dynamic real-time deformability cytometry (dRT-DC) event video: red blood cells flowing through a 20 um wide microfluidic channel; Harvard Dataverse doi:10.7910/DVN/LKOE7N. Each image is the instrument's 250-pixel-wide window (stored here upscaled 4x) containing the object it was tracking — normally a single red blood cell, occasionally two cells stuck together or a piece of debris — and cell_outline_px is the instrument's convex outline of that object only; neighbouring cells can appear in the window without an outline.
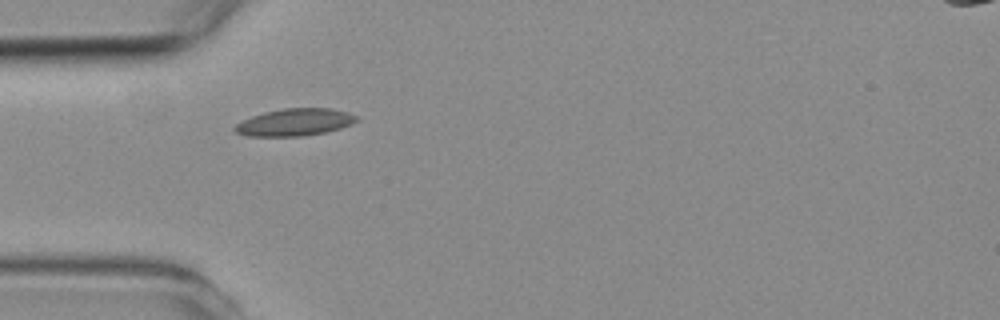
{"species": "common noctule bat (a hibernating species)", "species_latin": "Nyctalus noctula", "temperature_condition": "room temperature", "stored_images_in_passage": 6, "camera_frame_rate_fps": 3000, "um_per_image_px": 0.085, "animal": {"sex": "female", "body_mass_g": 19.3, "forearm_length_mm": 54.1}, "frame": {"image": 1, "passage_image": 1, "time_ms": 0.0, "image_size_px": [1000, 320], "cell_outline_px": [[356, 120], [352, 124], [328, 132], [304, 136], [248, 136], [236, 132], [232, 128], [236, 124], [252, 116], [264, 112], [284, 108], [332, 108], [348, 112], [356, 116]], "centroid_in_image_um": [25.06, 10.39], "position_along_channel_um": 59.9, "area_um2": 19.31}}
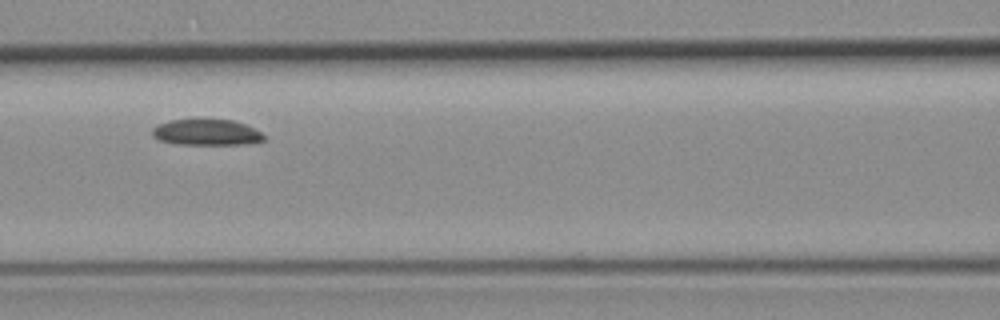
{"frame": {"image": 2, "passage_image": 3, "time_ms": 2.333, "image_size_px": [1000, 320], "cell_outline_px": [[264, 140], [244, 144], [180, 144], [160, 140], [152, 136], [152, 128], [156, 124], [172, 120], [232, 120], [244, 124], [260, 132], [264, 136]], "centroid_in_image_um": [17.51, 11.25], "position_along_channel_um": 149.1, "area_um2": 16.59}}
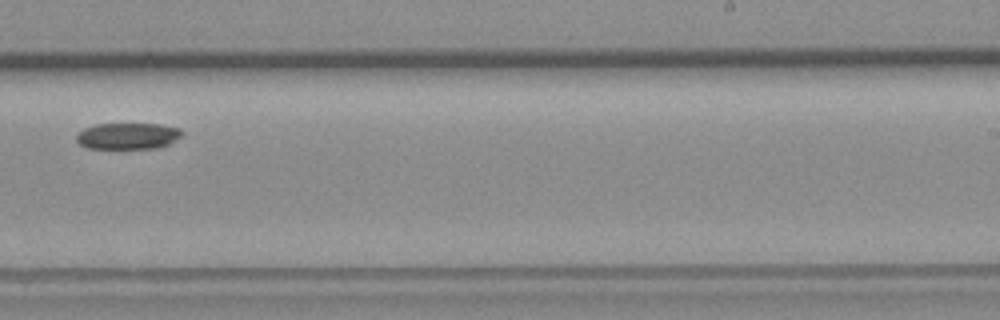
{"frame": {"image": 3, "passage_image": 6, "time_ms": 5.667, "image_size_px": [1000, 320], "cell_outline_px": [[184, 132], [180, 136], [168, 144], [156, 148], [88, 148], [80, 144], [76, 140], [76, 136], [84, 128], [96, 124], [160, 124], [180, 128]], "centroid_in_image_um": [10.87, 11.55], "position_along_channel_um": 278.1, "area_um2": 16.07}}